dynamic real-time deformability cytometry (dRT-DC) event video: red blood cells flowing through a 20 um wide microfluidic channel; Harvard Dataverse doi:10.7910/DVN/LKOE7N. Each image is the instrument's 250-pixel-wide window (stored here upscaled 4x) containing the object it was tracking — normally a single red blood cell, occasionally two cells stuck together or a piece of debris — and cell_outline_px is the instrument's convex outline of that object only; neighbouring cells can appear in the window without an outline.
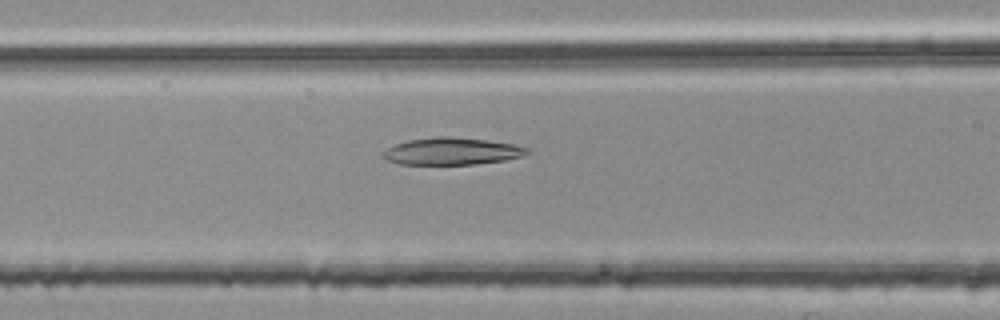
{"species": "common noctule bat (a hibernating species)", "species_latin": "Nyctalus noctula", "temperature_condition": "room temperature", "stored_images_in_passage": 33, "camera_frame_rate_fps": 3000, "um_per_image_px": 0.085, "animal": {"sex": "female", "body_mass_g": 25.1}, "frame": {"image": 1, "passage_image": 11, "time_ms": 3.333, "image_size_px": [1000, 320], "cell_outline_px": [[528, 152], [520, 156], [504, 160], [476, 164], [400, 164], [388, 160], [380, 156], [380, 152], [396, 144], [408, 140], [440, 136], [448, 136], [484, 140], [512, 144], [528, 148]], "centroid_in_image_um": [38.33, 12.86], "position_along_channel_um": 128.3, "area_um2": 22.48}}
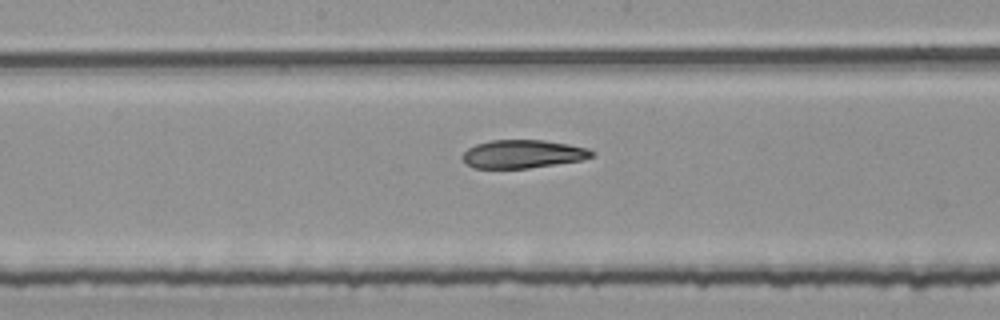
{"frame": {"image": 2, "passage_image": 17, "time_ms": 5.333, "image_size_px": [1000, 320], "cell_outline_px": [[596, 156], [584, 160], [528, 168], [472, 168], [460, 156], [468, 148], [476, 144], [492, 140], [544, 140], [568, 144], [588, 148], [596, 152]], "centroid_in_image_um": [44.49, 13.09], "position_along_channel_um": 203.7, "area_um2": 21.44}}
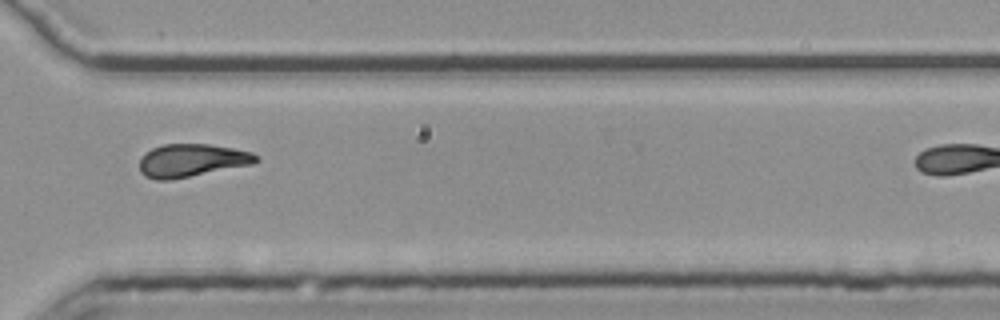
{"frame": {"image": 3, "passage_image": 29, "time_ms": 9.333, "image_size_px": [1000, 320], "cell_outline_px": [[260, 160], [256, 164], [168, 180], [156, 180], [144, 176], [140, 172], [140, 156], [144, 152], [152, 148], [164, 144], [208, 144], [232, 148], [252, 152]], "centroid_in_image_um": [16.29, 13.63], "position_along_channel_um": 354.3, "area_um2": 22.54}}